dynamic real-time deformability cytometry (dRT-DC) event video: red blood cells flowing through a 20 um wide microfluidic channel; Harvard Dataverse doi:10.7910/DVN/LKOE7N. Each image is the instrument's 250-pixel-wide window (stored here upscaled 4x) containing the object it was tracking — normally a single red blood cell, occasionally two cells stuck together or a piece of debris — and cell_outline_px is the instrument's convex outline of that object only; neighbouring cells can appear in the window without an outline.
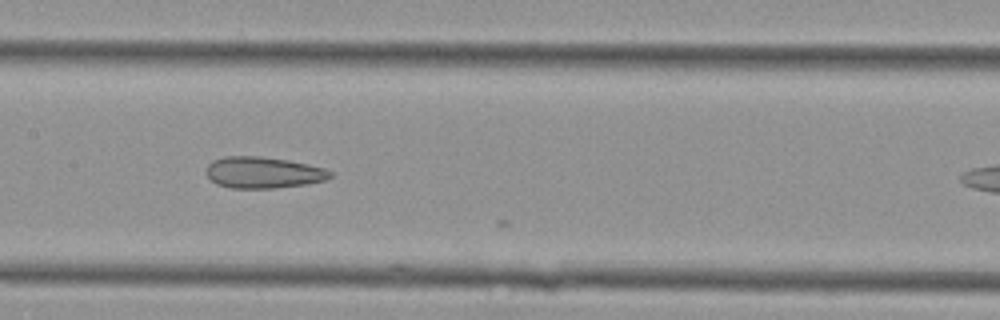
{"species": "Egyptian fruit bat (a non-hibernating species)", "species_latin": "Rousettus aegyptiacus", "temperature_condition": "cold", "stored_images_in_passage": 15, "camera_frame_rate_fps": 3000, "um_per_image_px": 0.085, "animal": {"sex": "female"}, "frame": {"image": 1, "passage_image": 14, "time_ms": 4.333, "image_size_px": [1000, 320], "cell_outline_px": [[332, 176], [328, 180], [308, 184], [276, 188], [232, 188], [216, 184], [204, 172], [208, 164], [212, 160], [228, 156], [260, 156], [288, 160], [308, 164], [324, 168], [332, 172]], "centroid_in_image_um": [22.38, 14.67], "position_along_channel_um": 185.0, "area_um2": 22.89}}